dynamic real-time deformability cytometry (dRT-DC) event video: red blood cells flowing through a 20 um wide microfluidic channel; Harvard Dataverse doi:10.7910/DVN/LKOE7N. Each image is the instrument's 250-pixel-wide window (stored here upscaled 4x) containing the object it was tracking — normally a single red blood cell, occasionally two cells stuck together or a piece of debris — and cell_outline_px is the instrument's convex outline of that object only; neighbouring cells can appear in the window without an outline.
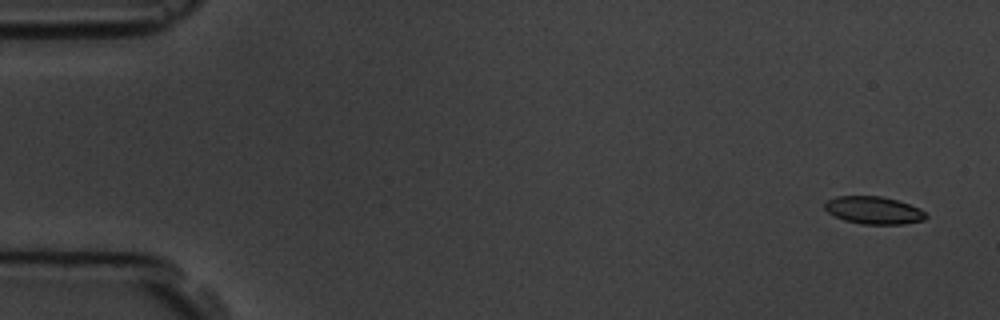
{"species": "common noctule bat (a hibernating species)", "species_latin": "Nyctalus noctula", "temperature_condition": "room temperature", "stored_images_in_passage": 5, "camera_frame_rate_fps": 3000, "um_per_image_px": 0.085, "animal": {"sex": "male", "body_mass_g": 19.5, "forearm_length_mm": 54.6}, "frame": {"image": 1, "passage_image": 1, "time_ms": 0.0, "image_size_px": [1000, 320], "cell_outline_px": [[928, 216], [924, 220], [904, 224], [860, 224], [844, 220], [828, 212], [824, 208], [824, 204], [828, 200], [836, 196], [880, 196], [896, 200], [920, 208]], "centroid_in_image_um": [74.26, 17.88], "position_along_channel_um": 10.7, "area_um2": 16.18}}
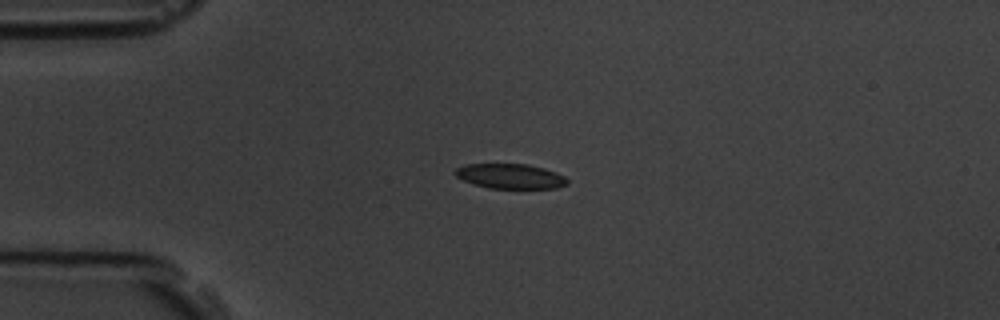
{"frame": {"image": 2, "passage_image": 4, "time_ms": 3.667, "image_size_px": [1000, 320], "cell_outline_px": [[568, 184], [556, 188], [488, 188], [464, 180], [456, 176], [452, 172], [456, 168], [464, 164], [528, 164], [544, 168], [556, 172], [564, 176], [568, 180]], "centroid_in_image_um": [43.38, 14.97], "position_along_channel_um": 41.6, "area_um2": 16.24}}